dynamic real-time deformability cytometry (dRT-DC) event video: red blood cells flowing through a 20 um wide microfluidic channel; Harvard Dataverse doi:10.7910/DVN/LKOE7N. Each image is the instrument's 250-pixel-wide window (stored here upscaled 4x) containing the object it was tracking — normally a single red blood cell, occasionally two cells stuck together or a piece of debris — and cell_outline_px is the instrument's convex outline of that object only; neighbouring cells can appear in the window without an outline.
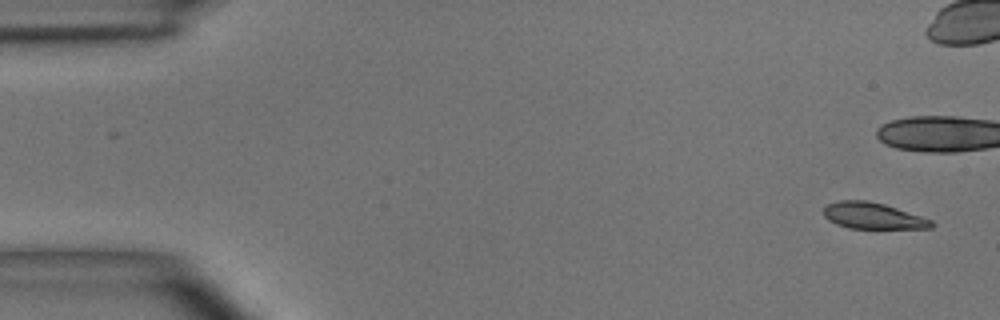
{"species": "common noctule bat (a hibernating species)", "species_latin": "Nyctalus noctula", "temperature_condition": "room temperature", "stored_images_in_passage": 2, "camera_frame_rate_fps": 3000, "um_per_image_px": 0.085, "animal": {"sex": "male", "body_mass_g": 15.6}, "frame": {"image": 1, "passage_image": 1, "time_ms": 0.0, "image_size_px": [1000, 320], "cell_outline_px": [[936, 224], [932, 228], [848, 228], [836, 224], [828, 220], [824, 216], [824, 208], [828, 204], [840, 200], [868, 200], [884, 204], [932, 220]], "centroid_in_image_um": [74.18, 18.34], "position_along_channel_um": 10.8, "area_um2": 16.42}}